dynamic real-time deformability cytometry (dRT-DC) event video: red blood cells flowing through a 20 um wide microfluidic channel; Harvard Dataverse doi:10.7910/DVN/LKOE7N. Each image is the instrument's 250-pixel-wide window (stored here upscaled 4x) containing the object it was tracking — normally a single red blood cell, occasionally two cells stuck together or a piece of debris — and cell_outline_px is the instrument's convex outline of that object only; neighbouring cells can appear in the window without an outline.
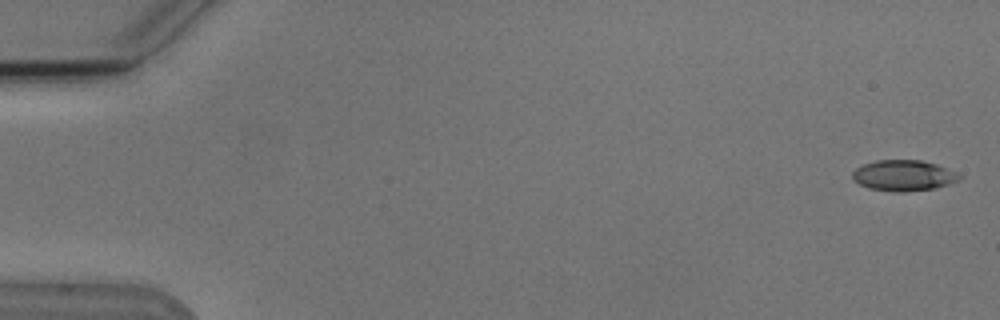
{"species": "Egyptian fruit bat (a non-hibernating species)", "species_latin": "Rousettus aegyptiacus", "temperature_condition": "cold", "stored_images_in_passage": 8, "camera_frame_rate_fps": 3000, "um_per_image_px": 0.085, "animal": {"sex": "male"}, "frame": {"image": 1, "passage_image": 1, "time_ms": 0.0, "image_size_px": [1000, 320], "cell_outline_px": [[960, 180], [936, 188], [904, 192], [896, 192], [868, 188], [852, 180], [852, 172], [856, 168], [864, 164], [876, 160], [920, 160], [936, 164], [956, 172], [960, 176]], "centroid_in_image_um": [76.78, 14.92], "position_along_channel_um": 8.2, "area_um2": 19.19}}
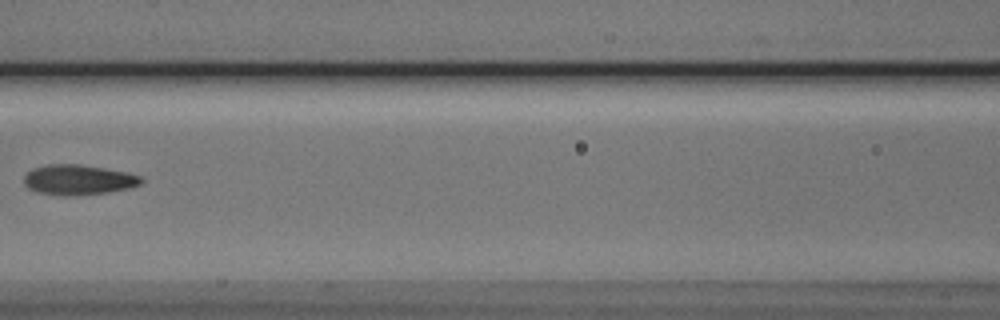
{"frame": {"image": 2, "passage_image": 7, "time_ms": 8.0, "image_size_px": [1000, 320], "cell_outline_px": [[144, 180], [140, 184], [128, 188], [108, 192], [76, 196], [64, 196], [40, 192], [28, 188], [24, 184], [24, 176], [32, 168], [48, 164], [80, 164], [128, 172], [140, 176]], "centroid_in_image_um": [6.66, 15.28], "position_along_channel_um": 159.9, "area_um2": 20.63}}
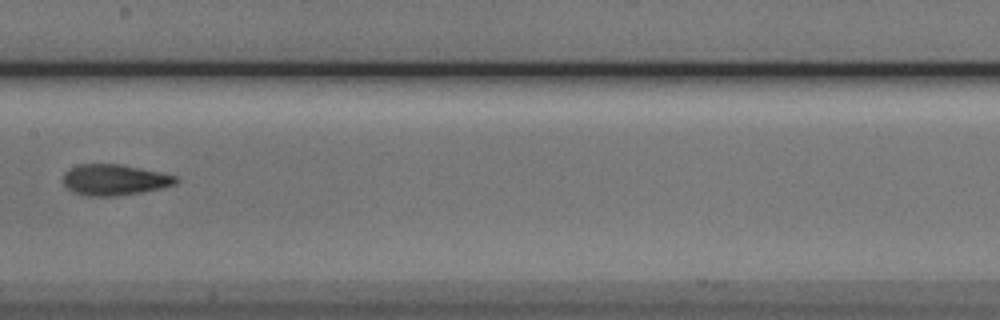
{"frame": {"image": 3, "passage_image": 8, "time_ms": 9.0, "image_size_px": [1000, 320], "cell_outline_px": [[180, 180], [176, 184], [164, 188], [116, 196], [84, 196], [72, 192], [64, 184], [64, 172], [68, 168], [80, 164], [120, 164], [160, 172], [176, 176]], "centroid_in_image_um": [9.73, 15.29], "position_along_channel_um": 197.7, "area_um2": 20.46}}